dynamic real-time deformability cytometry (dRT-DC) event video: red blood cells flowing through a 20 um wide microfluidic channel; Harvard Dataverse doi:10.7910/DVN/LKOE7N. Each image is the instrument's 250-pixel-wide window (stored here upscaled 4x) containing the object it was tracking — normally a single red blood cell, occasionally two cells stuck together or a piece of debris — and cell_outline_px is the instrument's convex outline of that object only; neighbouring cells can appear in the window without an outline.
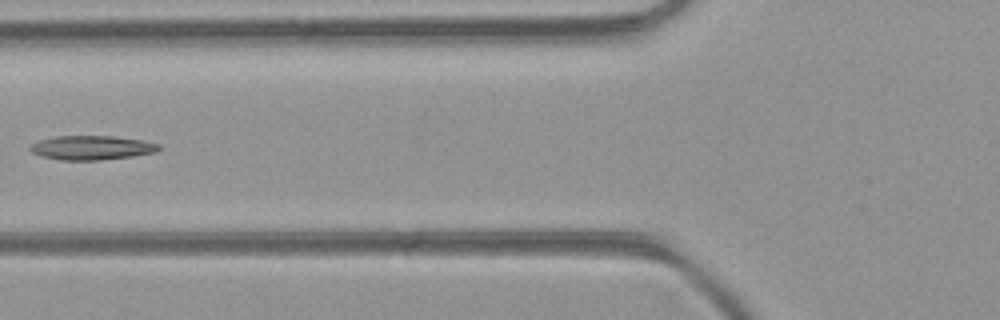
{"species": "common noctule bat (a hibernating species)", "species_latin": "Nyctalus noctula", "temperature_condition": "room temperature", "stored_images_in_passage": 3, "camera_frame_rate_fps": 3000, "um_per_image_px": 0.085, "animal": {"sex": "female", "body_mass_g": 21.9}, "frame": {"image": 1, "passage_image": 3, "time_ms": 0.667, "image_size_px": [1000, 320], "cell_outline_px": [[164, 148], [156, 152], [132, 156], [100, 160], [60, 160], [44, 156], [32, 152], [28, 148], [32, 144], [40, 140], [56, 136], [112, 136], [140, 140], [160, 144]], "centroid_in_image_um": [7.84, 12.55], "position_along_channel_um": 118.0, "area_um2": 18.03}}